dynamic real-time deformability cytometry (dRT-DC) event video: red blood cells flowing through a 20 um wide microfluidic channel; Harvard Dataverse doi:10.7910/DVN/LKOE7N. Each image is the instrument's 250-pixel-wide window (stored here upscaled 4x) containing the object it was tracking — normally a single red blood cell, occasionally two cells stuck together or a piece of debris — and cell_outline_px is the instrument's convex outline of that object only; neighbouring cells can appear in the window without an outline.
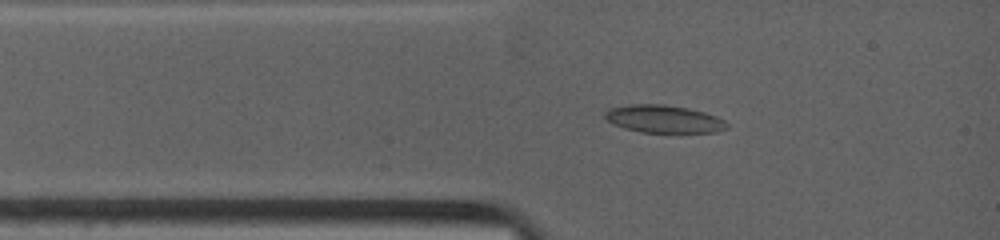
{"species": "common noctule bat (a hibernating species)", "species_latin": "Nyctalus noctula", "temperature_condition": "warm", "stored_images_in_passage": 40, "camera_frame_rate_fps": 4500, "um_per_image_px": 0.085, "animal": {"sex": "female", "body_mass_g": 19.0, "forearm_length_mm": 53.3}, "frame": {"image": 1, "passage_image": 4, "time_ms": 1.333, "image_size_px": [1000, 240], "cell_outline_px": [[728, 128], [716, 132], [640, 132], [624, 128], [612, 124], [604, 116], [604, 112], [608, 108], [628, 104], [664, 104], [688, 108], [704, 112], [716, 116], [724, 120], [728, 124]], "centroid_in_image_um": [56.39, 10.1], "position_along_channel_um": 28.6, "area_um2": 19.77}}
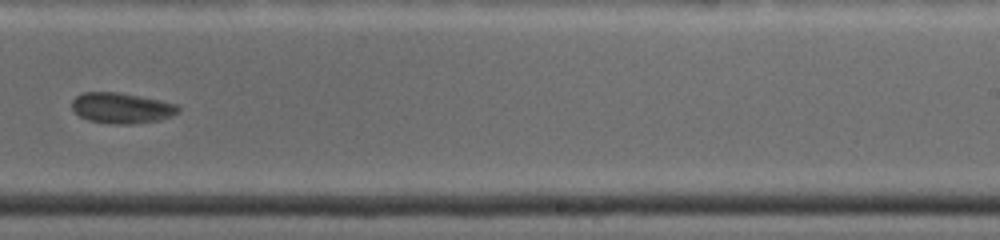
{"frame": {"image": 2, "passage_image": 19, "time_ms": 8.0, "image_size_px": [1000, 240], "cell_outline_px": [[180, 112], [172, 116], [160, 120], [132, 124], [112, 124], [88, 120], [80, 116], [72, 108], [72, 100], [80, 92], [116, 92], [160, 100], [180, 104]], "centroid_in_image_um": [10.37, 9.18], "position_along_channel_um": 278.6, "area_um2": 19.13}}
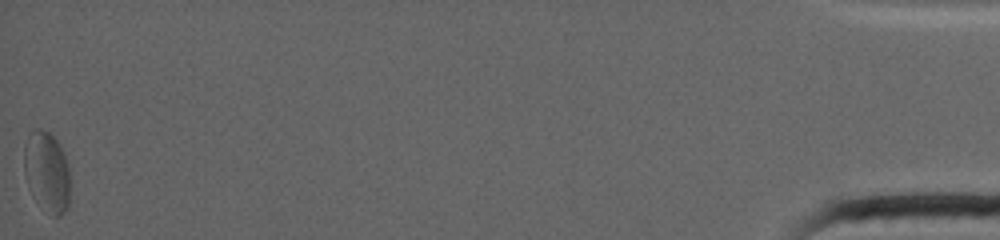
{"frame": {"image": 3, "passage_image": 40, "time_ms": 16.444, "image_size_px": [1000, 240], "cell_outline_px": [[68, 208], [60, 216], [52, 216], [32, 196], [28, 188], [24, 172], [24, 144], [28, 132], [36, 128], [40, 128], [48, 132], [60, 144], [64, 152], [68, 164]], "centroid_in_image_um": [3.95, 14.57], "position_along_channel_um": 431.2, "area_um2": 21.73}, "authors_computed_cell_mechanics": {"area_um2": 20.0277, "velocity_mm_per_s": 3.8454, "shape_relaxation_time_tau1_ms": 3.0151, "shape_relaxation_time_tau2_ms": 1.9174, "deformation_change_tau1": 0.0663, "deformation_change_tau2": 0.0361}}